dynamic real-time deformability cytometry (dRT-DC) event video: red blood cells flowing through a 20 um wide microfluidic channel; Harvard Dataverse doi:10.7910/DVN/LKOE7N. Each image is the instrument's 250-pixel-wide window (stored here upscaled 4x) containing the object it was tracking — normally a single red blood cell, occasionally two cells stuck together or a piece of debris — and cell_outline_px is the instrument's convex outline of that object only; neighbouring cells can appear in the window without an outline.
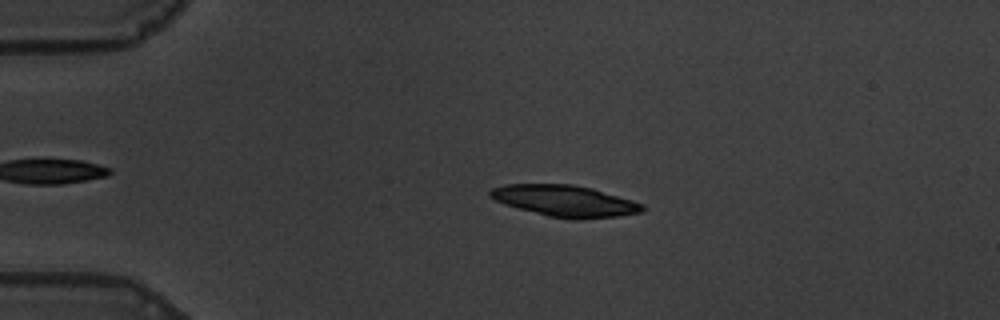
{"species": "common noctule bat (a hibernating species)", "species_latin": "Nyctalus noctula", "temperature_condition": "warm", "stored_images_in_passage": 57, "camera_frame_rate_fps": 3000, "um_per_image_px": 0.085, "animal": {"sex": "male", "body_mass_g": 19.5, "forearm_length_mm": 54.6}, "frame": {"image": 1, "passage_image": 13, "time_ms": 4.0, "image_size_px": [1000, 320], "cell_outline_px": [[644, 208], [640, 212], [620, 216], [580, 220], [572, 220], [548, 216], [504, 204], [488, 196], [488, 192], [492, 188], [504, 184], [572, 184], [592, 188], [632, 200], [644, 204]], "centroid_in_image_um": [48.01, 17.08], "position_along_channel_um": 37.0, "area_um2": 27.92}}